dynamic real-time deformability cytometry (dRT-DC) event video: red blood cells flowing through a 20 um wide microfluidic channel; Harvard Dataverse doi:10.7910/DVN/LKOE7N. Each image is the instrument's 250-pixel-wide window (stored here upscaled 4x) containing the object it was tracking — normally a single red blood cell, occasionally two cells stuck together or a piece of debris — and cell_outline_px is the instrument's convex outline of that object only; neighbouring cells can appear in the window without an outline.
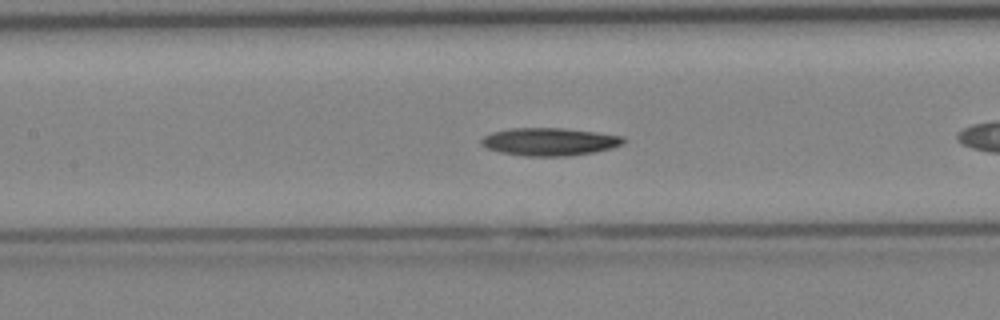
{"species": "Egyptian fruit bat (a non-hibernating species)", "species_latin": "Rousettus aegyptiacus", "temperature_condition": "cold", "stored_images_in_passage": 22, "camera_frame_rate_fps": 3000, "um_per_image_px": 0.085, "animal": {"sex": "female"}, "frame": {"image": 1, "passage_image": 7, "time_ms": 2.0, "image_size_px": [1000, 320], "cell_outline_px": [[624, 144], [612, 148], [592, 152], [568, 156], [524, 156], [500, 152], [488, 148], [480, 144], [480, 140], [484, 136], [492, 132], [512, 128], [564, 128], [596, 132], [624, 136]], "centroid_in_image_um": [46.71, 12.04], "position_along_channel_um": 160.7, "area_um2": 23.0}}
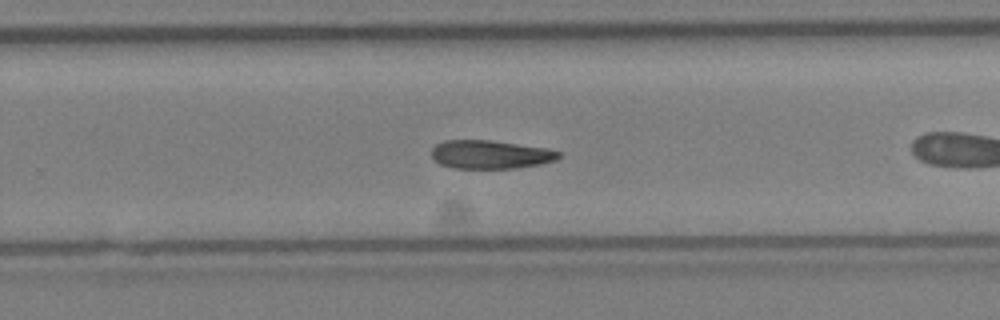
{"frame": {"image": 2, "passage_image": 15, "time_ms": 4.667, "image_size_px": [1000, 320], "cell_outline_px": [[560, 156], [556, 160], [540, 164], [516, 168], [452, 168], [440, 164], [432, 156], [432, 148], [436, 144], [444, 140], [488, 140], [548, 148], [560, 152]], "centroid_in_image_um": [41.68, 13.13], "position_along_channel_um": 288.1, "area_um2": 21.04}}